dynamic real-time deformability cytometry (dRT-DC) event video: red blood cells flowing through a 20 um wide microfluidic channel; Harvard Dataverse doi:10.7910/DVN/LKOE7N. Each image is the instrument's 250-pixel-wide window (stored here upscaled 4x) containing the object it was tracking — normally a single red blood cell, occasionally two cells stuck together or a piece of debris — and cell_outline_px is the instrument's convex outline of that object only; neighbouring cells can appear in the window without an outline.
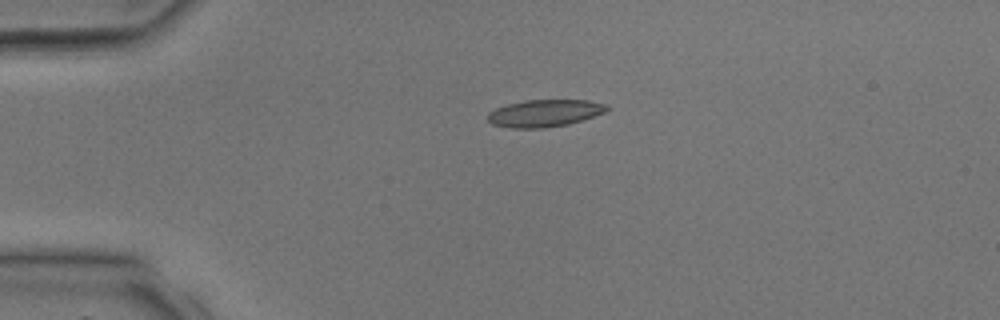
{"species": "common noctule bat (a hibernating species)", "species_latin": "Nyctalus noctula", "temperature_condition": "room temperature", "stored_images_in_passage": 2, "camera_frame_rate_fps": 3000, "um_per_image_px": 0.085, "animal": {"sex": "male", "body_mass_g": 17.9, "forearm_length_mm": 54.2}, "frame": {"image": 1, "passage_image": 1, "time_ms": 0.0, "image_size_px": [1000, 320], "cell_outline_px": [[608, 108], [604, 112], [568, 124], [544, 128], [512, 128], [492, 124], [488, 120], [488, 112], [496, 108], [508, 104], [524, 100], [588, 100], [604, 104]], "centroid_in_image_um": [46.24, 9.62], "position_along_channel_um": 38.8, "area_um2": 18.61}}
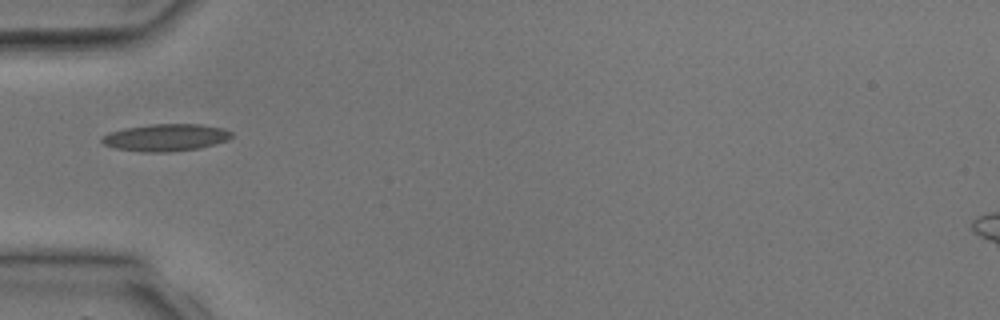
{"frame": {"image": 2, "passage_image": 2, "time_ms": 1.333, "image_size_px": [1000, 320], "cell_outline_px": [[232, 136], [228, 140], [200, 148], [168, 152], [140, 152], [116, 148], [104, 144], [100, 140], [108, 132], [128, 128], [152, 124], [200, 124], [220, 128], [232, 132]], "centroid_in_image_um": [14.09, 11.69], "position_along_channel_um": 70.9, "area_um2": 20.35}}